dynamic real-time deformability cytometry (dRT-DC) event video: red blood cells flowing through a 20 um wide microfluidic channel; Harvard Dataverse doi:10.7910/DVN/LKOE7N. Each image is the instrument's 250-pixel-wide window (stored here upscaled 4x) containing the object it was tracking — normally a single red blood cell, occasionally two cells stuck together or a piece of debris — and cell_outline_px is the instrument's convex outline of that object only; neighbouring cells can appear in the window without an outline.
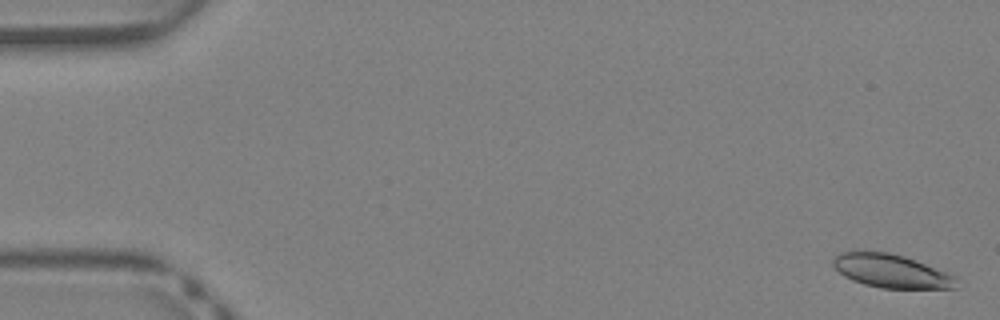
{"species": "Egyptian fruit bat (a non-hibernating species)", "species_latin": "Rousettus aegyptiacus", "temperature_condition": "warm", "stored_images_in_passage": 41, "camera_frame_rate_fps": 3000, "um_per_image_px": 0.085, "animal": {"sex": "female"}, "frame": {"image": 1, "passage_image": 1, "time_ms": 0.0, "image_size_px": [1000, 320], "cell_outline_px": [[960, 288], [880, 288], [864, 284], [852, 280], [844, 276], [832, 264], [832, 260], [840, 252], [888, 252], [904, 256], [916, 260], [948, 272], [956, 276]], "centroid_in_image_um": [75.82, 23.05], "position_along_channel_um": 9.2, "area_um2": 24.04}}
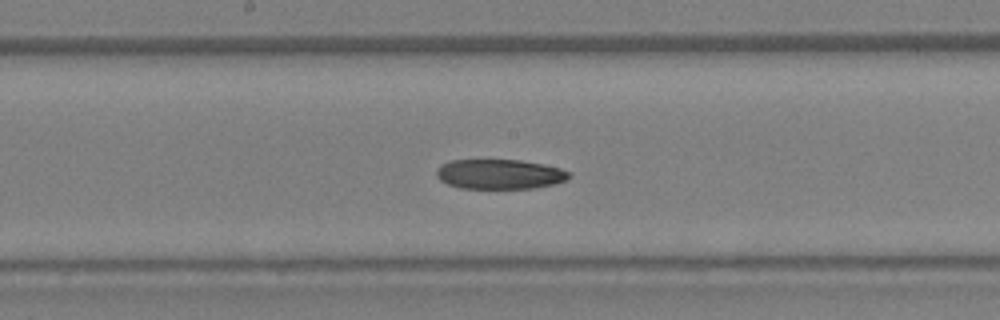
{"frame": {"image": 2, "passage_image": 22, "time_ms": 7.0, "image_size_px": [1000, 320], "cell_outline_px": [[572, 176], [556, 184], [536, 188], [460, 188], [448, 184], [440, 180], [436, 176], [436, 172], [440, 164], [448, 160], [520, 160], [544, 164], [560, 168], [572, 172]], "centroid_in_image_um": [42.48, 14.8], "position_along_channel_um": 205.7, "area_um2": 23.24}}
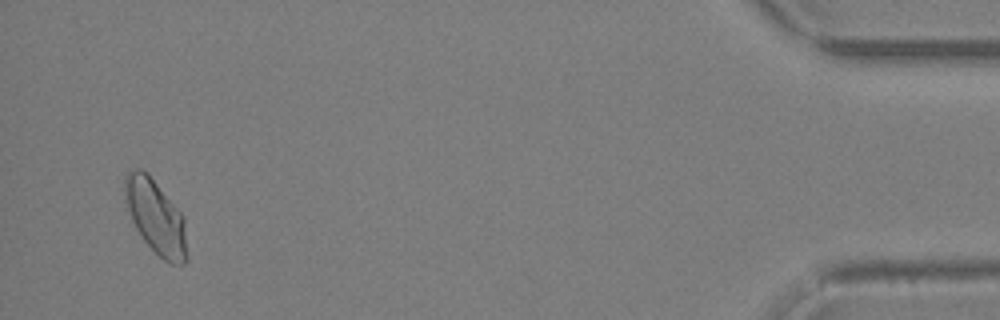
{"frame": {"image": 3, "passage_image": 40, "time_ms": 13.0, "image_size_px": [1000, 320], "cell_outline_px": [[188, 260], [184, 264], [168, 264], [144, 240], [136, 228], [132, 220], [124, 200], [124, 176], [132, 168], [140, 168], [148, 172], [184, 216], [188, 256]], "centroid_in_image_um": [13.24, 18.41], "position_along_channel_um": 422.0, "area_um2": 27.17}, "authors_computed_cell_mechanics": {"area_um2": 24.6228, "velocity_mm_per_s": 4.9596, "shape_relaxation_time_tau1_ms": 6.5856, "shape_relaxation_time_tau2_ms": null, "deformation_change_tau1": 0.163, "deformation_change_tau2": null}}